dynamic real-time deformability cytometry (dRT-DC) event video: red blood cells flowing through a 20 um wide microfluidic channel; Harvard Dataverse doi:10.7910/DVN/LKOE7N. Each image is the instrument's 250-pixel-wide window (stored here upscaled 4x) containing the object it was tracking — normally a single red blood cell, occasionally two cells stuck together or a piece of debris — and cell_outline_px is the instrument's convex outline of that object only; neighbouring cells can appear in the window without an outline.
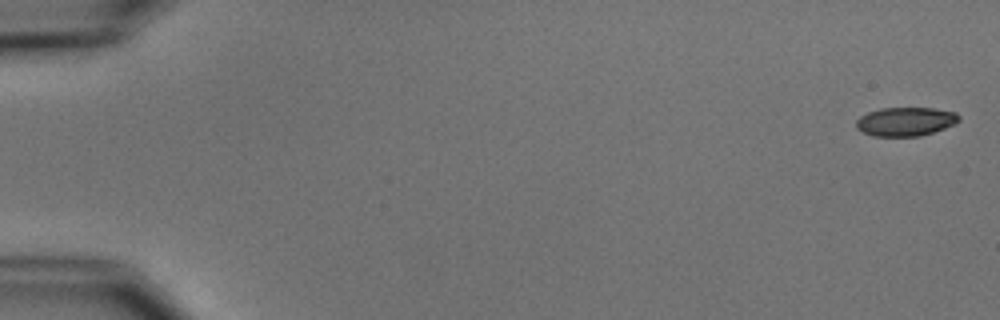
{"species": "common noctule bat (a hibernating species)", "species_latin": "Nyctalus noctula", "temperature_condition": "cold", "stored_images_in_passage": 7, "camera_frame_rate_fps": 3000, "um_per_image_px": 0.085, "animal": {"sex": "male", "body_mass_g": 15.6}, "frame": {"image": 1, "passage_image": 1, "time_ms": 0.0, "image_size_px": [1000, 320], "cell_outline_px": [[960, 120], [944, 128], [920, 136], [872, 136], [856, 128], [856, 120], [860, 116], [868, 112], [880, 108], [932, 108], [956, 112], [960, 116]], "centroid_in_image_um": [76.95, 10.33], "position_along_channel_um": 8.1, "area_um2": 17.17}}
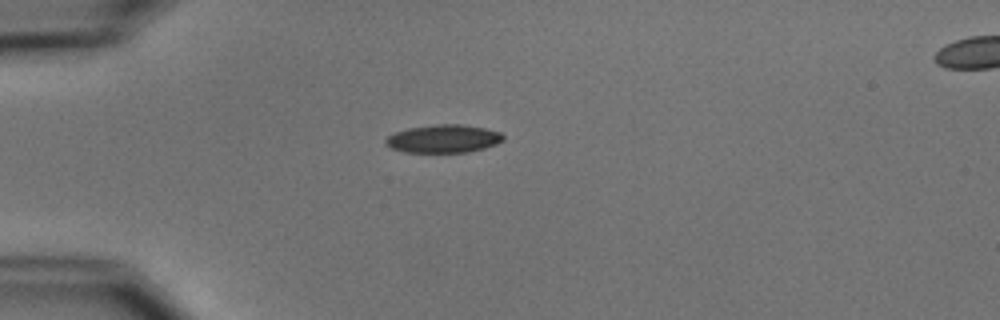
{"frame": {"image": 2, "passage_image": 5, "time_ms": 4.667, "image_size_px": [1000, 320], "cell_outline_px": [[504, 140], [496, 144], [484, 148], [468, 152], [404, 152], [392, 148], [384, 144], [384, 140], [388, 136], [396, 132], [408, 128], [440, 124], [460, 124], [484, 128], [500, 132], [504, 136]], "centroid_in_image_um": [37.69, 11.79], "position_along_channel_um": 47.3, "area_um2": 19.13}}